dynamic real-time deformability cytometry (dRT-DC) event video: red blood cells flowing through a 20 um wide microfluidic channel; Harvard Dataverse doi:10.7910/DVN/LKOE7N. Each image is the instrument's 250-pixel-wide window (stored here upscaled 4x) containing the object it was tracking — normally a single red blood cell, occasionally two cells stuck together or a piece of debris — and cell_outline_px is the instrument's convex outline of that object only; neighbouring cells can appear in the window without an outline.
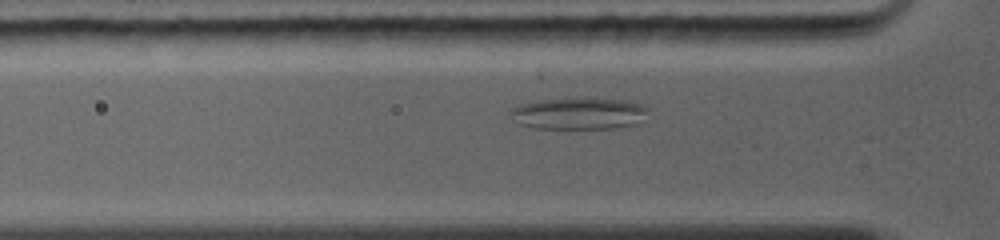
{"species": "common noctule bat (a hibernating species)", "species_latin": "Nyctalus noctula", "temperature_condition": "warm", "stored_images_in_passage": 26, "camera_frame_rate_fps": 5000, "um_per_image_px": 0.085, "animal": {"sex": "female", "body_mass_g": 19.0, "forearm_length_mm": 56.7}, "frame": {"image": 1, "passage_image": 13, "time_ms": 3.4, "image_size_px": [1000, 240], "cell_outline_px": [[648, 108], [636, 124], [616, 128], [532, 128], [520, 124], [508, 112], [508, 108], [520, 104], [540, 100], [584, 96], [620, 100], [640, 104]], "centroid_in_image_um": [49.12, 9.62], "position_along_channel_um": 76.7, "area_um2": 25.66}}
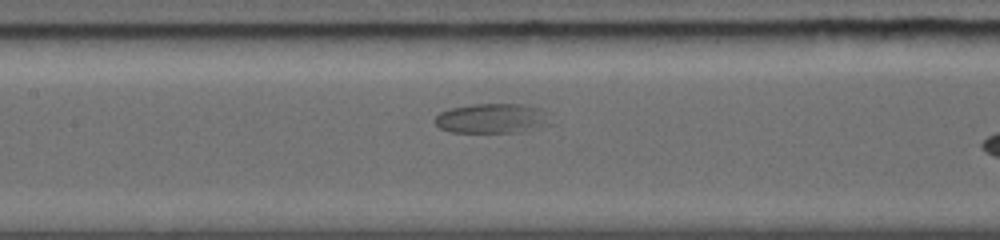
{"frame": {"image": 2, "passage_image": 21, "time_ms": 5.6, "image_size_px": [1000, 240], "cell_outline_px": [[556, 124], [528, 132], [452, 132], [440, 128], [432, 120], [440, 112], [448, 108], [472, 104], [520, 104], [540, 108], [552, 112]], "centroid_in_image_um": [41.99, 10.07], "position_along_channel_um": 165.4, "area_um2": 21.04}}
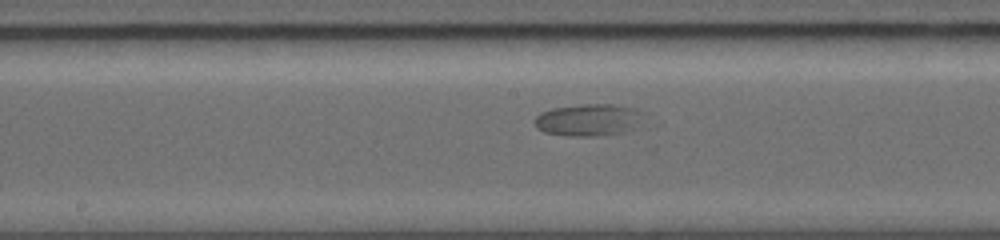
{"frame": {"image": 3, "passage_image": 24, "time_ms": 6.4, "image_size_px": [1000, 240], "cell_outline_px": [[648, 116], [632, 132], [596, 136], [568, 136], [544, 132], [536, 128], [532, 120], [540, 112], [552, 108], [580, 104], [612, 104], [636, 108], [648, 112]], "centroid_in_image_um": [50.13, 10.19], "position_along_channel_um": 198.1, "area_um2": 21.39}}